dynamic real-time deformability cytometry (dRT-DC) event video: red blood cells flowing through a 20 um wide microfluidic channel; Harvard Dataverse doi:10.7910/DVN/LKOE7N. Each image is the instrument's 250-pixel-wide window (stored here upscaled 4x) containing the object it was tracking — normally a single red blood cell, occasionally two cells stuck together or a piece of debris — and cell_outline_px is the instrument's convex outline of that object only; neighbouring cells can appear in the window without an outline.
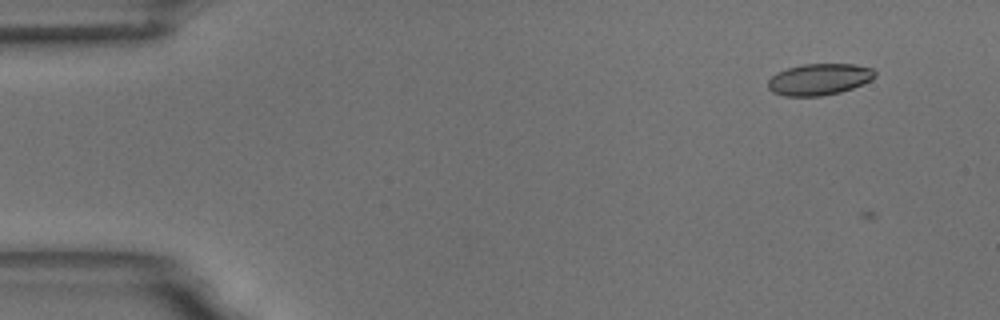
{"species": "common noctule bat (a hibernating species)", "species_latin": "Nyctalus noctula", "temperature_condition": "room temperature", "stored_images_in_passage": 2, "camera_frame_rate_fps": 3000, "um_per_image_px": 0.085, "animal": {"sex": "male", "body_mass_g": 18.8}, "frame": {"image": 1, "passage_image": 1, "time_ms": 0.0, "image_size_px": [1000, 320], "cell_outline_px": [[876, 76], [872, 80], [852, 88], [840, 92], [820, 96], [784, 96], [772, 92], [768, 88], [768, 80], [776, 72], [788, 68], [804, 64], [856, 64], [872, 68], [876, 72]], "centroid_in_image_um": [69.64, 6.74], "position_along_channel_um": 15.4, "area_um2": 19.71}}